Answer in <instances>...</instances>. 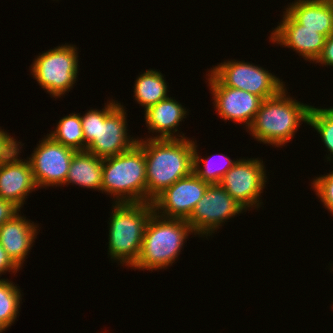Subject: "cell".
Masks as SVG:
<instances>
[{"instance_id":"6da1fadb","label":"cell","mask_w":333,"mask_h":333,"mask_svg":"<svg viewBox=\"0 0 333 333\" xmlns=\"http://www.w3.org/2000/svg\"><path fill=\"white\" fill-rule=\"evenodd\" d=\"M177 139H138L146 160L147 202L177 180L193 172L194 141L182 133Z\"/></svg>"},{"instance_id":"7a4b0ae2","label":"cell","mask_w":333,"mask_h":333,"mask_svg":"<svg viewBox=\"0 0 333 333\" xmlns=\"http://www.w3.org/2000/svg\"><path fill=\"white\" fill-rule=\"evenodd\" d=\"M286 91L284 87L275 96L264 99L248 128L260 143L284 146L295 136L301 121L308 124L312 106L290 98Z\"/></svg>"},{"instance_id":"3957f363","label":"cell","mask_w":333,"mask_h":333,"mask_svg":"<svg viewBox=\"0 0 333 333\" xmlns=\"http://www.w3.org/2000/svg\"><path fill=\"white\" fill-rule=\"evenodd\" d=\"M101 109L89 110L80 116L85 138V150L101 159L130 150L138 141L127 131L126 111L113 99Z\"/></svg>"},{"instance_id":"277c9868","label":"cell","mask_w":333,"mask_h":333,"mask_svg":"<svg viewBox=\"0 0 333 333\" xmlns=\"http://www.w3.org/2000/svg\"><path fill=\"white\" fill-rule=\"evenodd\" d=\"M193 229L184 219L163 218L155 212L144 231L139 257L132 269H165L176 261Z\"/></svg>"},{"instance_id":"5b68a950","label":"cell","mask_w":333,"mask_h":333,"mask_svg":"<svg viewBox=\"0 0 333 333\" xmlns=\"http://www.w3.org/2000/svg\"><path fill=\"white\" fill-rule=\"evenodd\" d=\"M110 215L109 256L120 264L132 267L137 261L144 231L154 213L151 202L115 203Z\"/></svg>"},{"instance_id":"8992f818","label":"cell","mask_w":333,"mask_h":333,"mask_svg":"<svg viewBox=\"0 0 333 333\" xmlns=\"http://www.w3.org/2000/svg\"><path fill=\"white\" fill-rule=\"evenodd\" d=\"M101 192L113 195L114 203L147 202L146 160L137 143L128 151L102 159Z\"/></svg>"},{"instance_id":"52a82bcc","label":"cell","mask_w":333,"mask_h":333,"mask_svg":"<svg viewBox=\"0 0 333 333\" xmlns=\"http://www.w3.org/2000/svg\"><path fill=\"white\" fill-rule=\"evenodd\" d=\"M77 49L75 45L64 44L39 54L34 59L31 73L51 97H61L76 83L79 67Z\"/></svg>"},{"instance_id":"ba28073f","label":"cell","mask_w":333,"mask_h":333,"mask_svg":"<svg viewBox=\"0 0 333 333\" xmlns=\"http://www.w3.org/2000/svg\"><path fill=\"white\" fill-rule=\"evenodd\" d=\"M210 72L224 86L247 91L262 100L275 96L285 87L284 82L268 70L249 62L226 60Z\"/></svg>"},{"instance_id":"9c48e42d","label":"cell","mask_w":333,"mask_h":333,"mask_svg":"<svg viewBox=\"0 0 333 333\" xmlns=\"http://www.w3.org/2000/svg\"><path fill=\"white\" fill-rule=\"evenodd\" d=\"M245 212L220 184H209L205 194L197 202L192 214L186 220L195 234L207 238L219 226L235 215ZM203 235V236H202Z\"/></svg>"},{"instance_id":"30bf717a","label":"cell","mask_w":333,"mask_h":333,"mask_svg":"<svg viewBox=\"0 0 333 333\" xmlns=\"http://www.w3.org/2000/svg\"><path fill=\"white\" fill-rule=\"evenodd\" d=\"M259 158L237 159L222 178L220 185L246 210L261 206L260 195L266 186V170Z\"/></svg>"},{"instance_id":"8fae6325","label":"cell","mask_w":333,"mask_h":333,"mask_svg":"<svg viewBox=\"0 0 333 333\" xmlns=\"http://www.w3.org/2000/svg\"><path fill=\"white\" fill-rule=\"evenodd\" d=\"M33 151L27 159L37 187L62 186L76 150L56 142L47 134Z\"/></svg>"},{"instance_id":"7c38bea8","label":"cell","mask_w":333,"mask_h":333,"mask_svg":"<svg viewBox=\"0 0 333 333\" xmlns=\"http://www.w3.org/2000/svg\"><path fill=\"white\" fill-rule=\"evenodd\" d=\"M208 186L209 183L192 172L177 180L152 201L154 212L163 218L187 220Z\"/></svg>"},{"instance_id":"4fadbf2b","label":"cell","mask_w":333,"mask_h":333,"mask_svg":"<svg viewBox=\"0 0 333 333\" xmlns=\"http://www.w3.org/2000/svg\"><path fill=\"white\" fill-rule=\"evenodd\" d=\"M207 76L213 104L221 119L243 123L249 128L263 100L247 91L224 86L210 71Z\"/></svg>"},{"instance_id":"5bb4252c","label":"cell","mask_w":333,"mask_h":333,"mask_svg":"<svg viewBox=\"0 0 333 333\" xmlns=\"http://www.w3.org/2000/svg\"><path fill=\"white\" fill-rule=\"evenodd\" d=\"M283 19L274 28L269 37L271 41L287 48L293 49L304 57V60L316 62L322 54L326 36L305 28L299 24L287 11L283 12Z\"/></svg>"},{"instance_id":"9a60e30c","label":"cell","mask_w":333,"mask_h":333,"mask_svg":"<svg viewBox=\"0 0 333 333\" xmlns=\"http://www.w3.org/2000/svg\"><path fill=\"white\" fill-rule=\"evenodd\" d=\"M18 148L0 164V198L16 204L20 209L27 196L37 189L29 160L18 159ZM34 189V190H33Z\"/></svg>"},{"instance_id":"2e32d148","label":"cell","mask_w":333,"mask_h":333,"mask_svg":"<svg viewBox=\"0 0 333 333\" xmlns=\"http://www.w3.org/2000/svg\"><path fill=\"white\" fill-rule=\"evenodd\" d=\"M21 215L16 214L0 226V244L19 268L27 259L25 257L35 242L39 230V226Z\"/></svg>"},{"instance_id":"e0dca14e","label":"cell","mask_w":333,"mask_h":333,"mask_svg":"<svg viewBox=\"0 0 333 333\" xmlns=\"http://www.w3.org/2000/svg\"><path fill=\"white\" fill-rule=\"evenodd\" d=\"M145 122L148 130L156 136L149 139H177L175 132H179L177 126L188 114L181 103L169 96L157 104L148 107L145 111Z\"/></svg>"},{"instance_id":"ac0fdd59","label":"cell","mask_w":333,"mask_h":333,"mask_svg":"<svg viewBox=\"0 0 333 333\" xmlns=\"http://www.w3.org/2000/svg\"><path fill=\"white\" fill-rule=\"evenodd\" d=\"M299 24L328 37L333 33V2L296 0L285 9Z\"/></svg>"},{"instance_id":"d6986e66","label":"cell","mask_w":333,"mask_h":333,"mask_svg":"<svg viewBox=\"0 0 333 333\" xmlns=\"http://www.w3.org/2000/svg\"><path fill=\"white\" fill-rule=\"evenodd\" d=\"M70 183L101 191L102 159L87 150L76 151L63 185H69Z\"/></svg>"},{"instance_id":"ffe728a7","label":"cell","mask_w":333,"mask_h":333,"mask_svg":"<svg viewBox=\"0 0 333 333\" xmlns=\"http://www.w3.org/2000/svg\"><path fill=\"white\" fill-rule=\"evenodd\" d=\"M161 72L147 70L135 80V100L146 110L148 107L157 104L167 98L168 86Z\"/></svg>"},{"instance_id":"44dd1931","label":"cell","mask_w":333,"mask_h":333,"mask_svg":"<svg viewBox=\"0 0 333 333\" xmlns=\"http://www.w3.org/2000/svg\"><path fill=\"white\" fill-rule=\"evenodd\" d=\"M49 136L76 151H85V138L79 113L64 116L57 124L55 130Z\"/></svg>"},{"instance_id":"7402d4cb","label":"cell","mask_w":333,"mask_h":333,"mask_svg":"<svg viewBox=\"0 0 333 333\" xmlns=\"http://www.w3.org/2000/svg\"><path fill=\"white\" fill-rule=\"evenodd\" d=\"M196 148L197 145L194 142L193 172L206 183L220 184L226 172L230 168H232L237 162V160L236 161L234 159L231 160L229 157L223 154H216L213 156L211 155L210 157L208 156L207 159L201 158ZM215 156H217V158L219 157L218 158L220 160L219 163L217 162L215 163L214 161L216 158ZM221 159L222 160L224 159V162H221ZM219 164L222 165L219 167ZM200 165H203V167H201Z\"/></svg>"},{"instance_id":"603a6c76","label":"cell","mask_w":333,"mask_h":333,"mask_svg":"<svg viewBox=\"0 0 333 333\" xmlns=\"http://www.w3.org/2000/svg\"><path fill=\"white\" fill-rule=\"evenodd\" d=\"M21 290L10 280L0 279V323L7 329L19 313Z\"/></svg>"},{"instance_id":"cb8c5ba5","label":"cell","mask_w":333,"mask_h":333,"mask_svg":"<svg viewBox=\"0 0 333 333\" xmlns=\"http://www.w3.org/2000/svg\"><path fill=\"white\" fill-rule=\"evenodd\" d=\"M308 125L313 127L317 133L320 134L322 142H324L325 147L328 152L330 151L327 161L332 160L333 156V107L332 108H316L311 107L309 112Z\"/></svg>"},{"instance_id":"d4e9b609","label":"cell","mask_w":333,"mask_h":333,"mask_svg":"<svg viewBox=\"0 0 333 333\" xmlns=\"http://www.w3.org/2000/svg\"><path fill=\"white\" fill-rule=\"evenodd\" d=\"M312 188L320 198L324 207L333 214V171L327 175L316 177L312 181Z\"/></svg>"},{"instance_id":"484cf974","label":"cell","mask_w":333,"mask_h":333,"mask_svg":"<svg viewBox=\"0 0 333 333\" xmlns=\"http://www.w3.org/2000/svg\"><path fill=\"white\" fill-rule=\"evenodd\" d=\"M18 148V141L4 129H0V164Z\"/></svg>"},{"instance_id":"4316f807","label":"cell","mask_w":333,"mask_h":333,"mask_svg":"<svg viewBox=\"0 0 333 333\" xmlns=\"http://www.w3.org/2000/svg\"><path fill=\"white\" fill-rule=\"evenodd\" d=\"M20 212V208L11 201L0 198V226Z\"/></svg>"},{"instance_id":"83f0119b","label":"cell","mask_w":333,"mask_h":333,"mask_svg":"<svg viewBox=\"0 0 333 333\" xmlns=\"http://www.w3.org/2000/svg\"><path fill=\"white\" fill-rule=\"evenodd\" d=\"M315 63L333 66V33L326 38L322 54Z\"/></svg>"},{"instance_id":"f1b7e54d","label":"cell","mask_w":333,"mask_h":333,"mask_svg":"<svg viewBox=\"0 0 333 333\" xmlns=\"http://www.w3.org/2000/svg\"><path fill=\"white\" fill-rule=\"evenodd\" d=\"M20 268L13 262V260L8 256L5 249L0 244V276L1 273L13 272L17 273Z\"/></svg>"},{"instance_id":"f546056e","label":"cell","mask_w":333,"mask_h":333,"mask_svg":"<svg viewBox=\"0 0 333 333\" xmlns=\"http://www.w3.org/2000/svg\"><path fill=\"white\" fill-rule=\"evenodd\" d=\"M5 330H6V328L0 323V333H2Z\"/></svg>"}]
</instances>
